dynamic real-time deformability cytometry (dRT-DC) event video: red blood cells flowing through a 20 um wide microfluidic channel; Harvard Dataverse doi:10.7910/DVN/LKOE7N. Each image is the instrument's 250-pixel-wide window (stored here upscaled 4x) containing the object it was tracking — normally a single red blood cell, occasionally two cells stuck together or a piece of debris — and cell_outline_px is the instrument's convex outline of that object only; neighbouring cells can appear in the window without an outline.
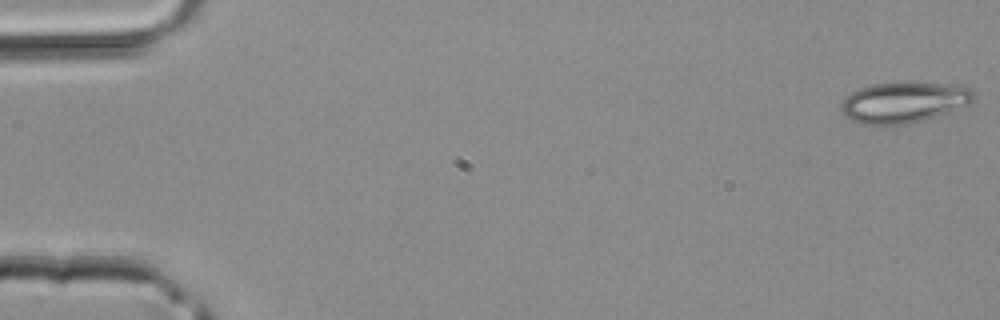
{"species": "common noctule bat (a hibernating species)", "species_latin": "Nyctalus noctula", "temperature_condition": "room temperature", "stored_images_in_passage": 11, "camera_frame_rate_fps": 3000, "um_per_image_px": 0.085, "animal": {"sex": "male", "body_mass_g": 20.4}, "frame": {"image": 1, "passage_image": 1, "time_ms": 0.0, "image_size_px": [1000, 320], "cell_outline_px": [[976, 96], [968, 104], [948, 112], [924, 120], [908, 124], [856, 124], [844, 116], [840, 112], [840, 104], [852, 92], [876, 84], [908, 80], [972, 88], [976, 92]], "centroid_in_image_um": [76.81, 8.69], "position_along_channel_um": 8.2, "area_um2": 31.73}}